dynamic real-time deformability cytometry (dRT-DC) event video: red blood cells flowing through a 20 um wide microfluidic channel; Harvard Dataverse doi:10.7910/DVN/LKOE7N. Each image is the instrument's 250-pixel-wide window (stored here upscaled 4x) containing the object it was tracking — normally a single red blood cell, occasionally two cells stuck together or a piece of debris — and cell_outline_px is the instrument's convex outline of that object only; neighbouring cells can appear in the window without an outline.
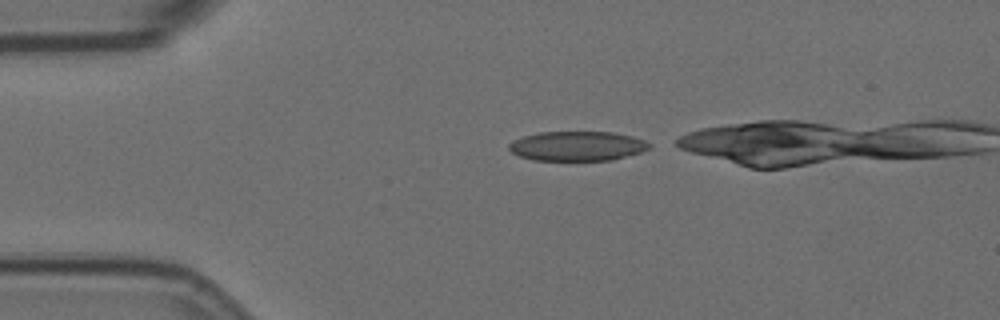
{"species": "Egyptian fruit bat (a non-hibernating species)", "species_latin": "Rousettus aegyptiacus", "temperature_condition": "room temperature", "stored_images_in_passage": 17, "camera_frame_rate_fps": 3000, "um_per_image_px": 0.085, "animal": {"sex": "female"}, "frame": {"image": 1, "passage_image": 1, "time_ms": 0.0, "image_size_px": [1000, 320], "cell_outline_px": [[652, 148], [640, 152], [612, 160], [532, 160], [520, 156], [512, 152], [508, 148], [508, 144], [524, 136], [540, 132], [612, 132], [632, 136], [644, 140], [652, 144]], "centroid_in_image_um": [49.1, 12.41], "position_along_channel_um": 35.9, "area_um2": 24.1}}
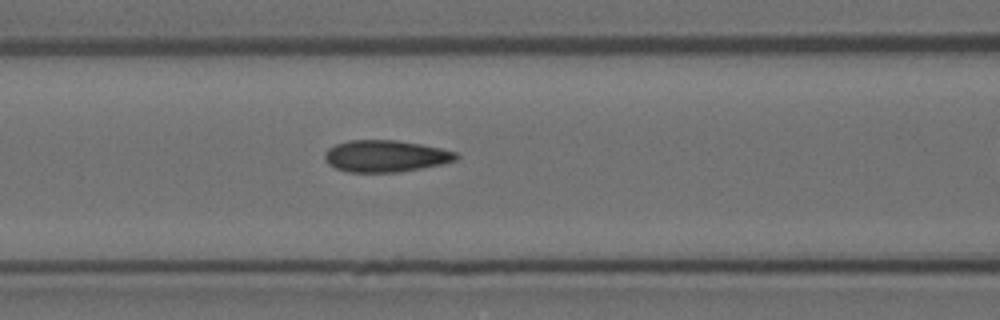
{"frame": {"image": 2, "passage_image": 12, "time_ms": 3.667, "image_size_px": [1000, 320], "cell_outline_px": [[460, 156], [456, 160], [440, 164], [420, 168], [396, 172], [348, 172], [336, 168], [328, 164], [324, 156], [324, 152], [328, 148], [336, 144], [348, 140], [396, 140], [420, 144], [440, 148], [456, 152]], "centroid_in_image_um": [32.74, 13.26], "position_along_channel_um": 133.9, "area_um2": 24.22}}
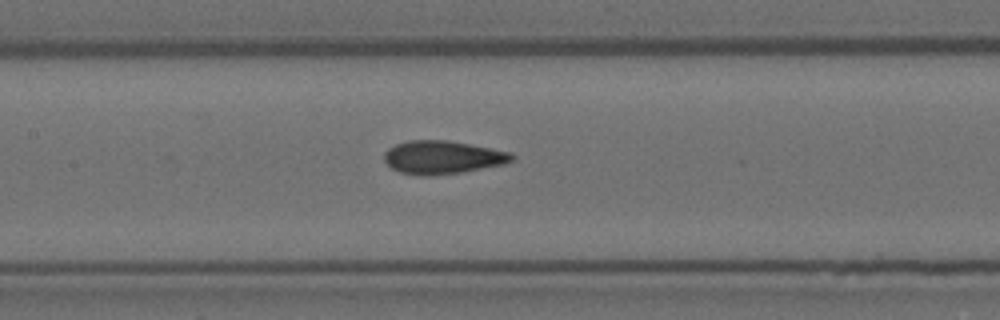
{"frame": {"image": 3, "passage_image": 15, "time_ms": 4.667, "image_size_px": [1000, 320], "cell_outline_px": [[516, 156], [512, 160], [500, 164], [460, 172], [428, 176], [420, 176], [400, 172], [392, 168], [384, 160], [384, 152], [388, 148], [396, 144], [408, 140], [444, 140], [468, 144], [512, 152]], "centroid_in_image_um": [37.56, 13.37], "position_along_channel_um": 169.8, "area_um2": 24.39}}